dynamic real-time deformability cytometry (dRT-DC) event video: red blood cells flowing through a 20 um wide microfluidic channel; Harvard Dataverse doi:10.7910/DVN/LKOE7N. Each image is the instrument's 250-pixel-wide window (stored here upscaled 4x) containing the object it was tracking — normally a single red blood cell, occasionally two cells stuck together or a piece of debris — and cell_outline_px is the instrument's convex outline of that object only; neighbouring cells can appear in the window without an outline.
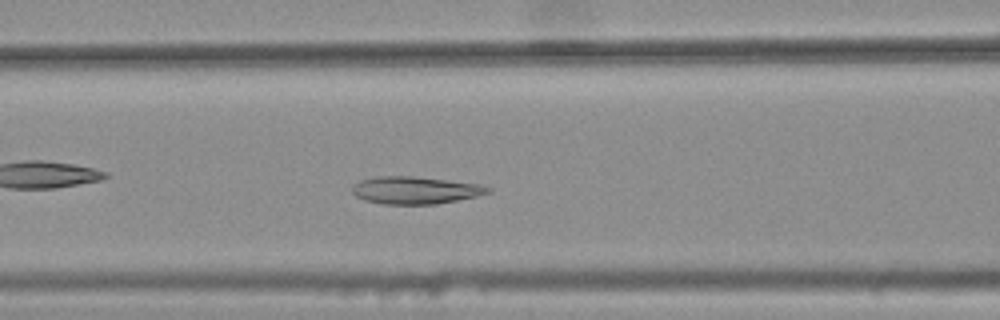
{"species": "common noctule bat (a hibernating species)", "species_latin": "Nyctalus noctula", "temperature_condition": "warm", "stored_images_in_passage": 41, "camera_frame_rate_fps": 3000, "um_per_image_px": 0.085, "animal": {"sex": "female", "body_mass_g": 25.1}, "frame": {"image": 1, "passage_image": 19, "time_ms": 6.0, "image_size_px": [1000, 320], "cell_outline_px": [[492, 192], [476, 196], [436, 204], [380, 204], [364, 200], [356, 196], [352, 192], [352, 188], [360, 180], [376, 176], [412, 176], [480, 184], [492, 188]], "centroid_in_image_um": [35.29, 16.17], "position_along_channel_um": 131.3, "area_um2": 21.62}}
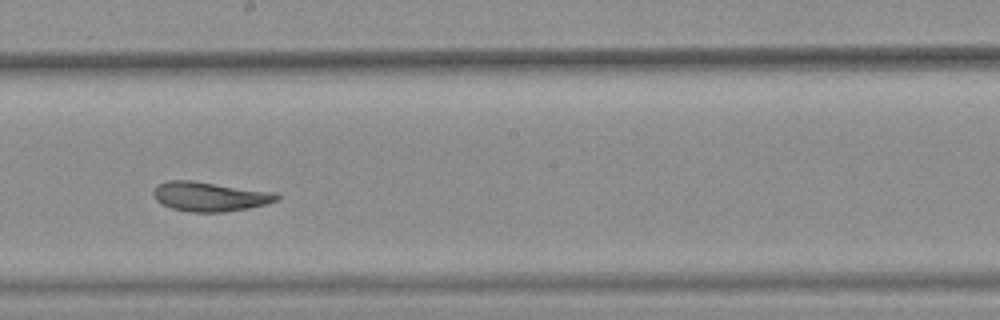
{"frame": {"image": 2, "passage_image": 27, "time_ms": 8.667, "image_size_px": [1000, 320], "cell_outline_px": [[280, 196], [276, 200], [264, 204], [248, 208], [224, 212], [188, 212], [172, 208], [156, 200], [152, 192], [160, 184], [168, 180], [192, 180], [276, 192]], "centroid_in_image_um": [17.84, 16.7], "position_along_channel_um": 230.4, "area_um2": 21.04}}
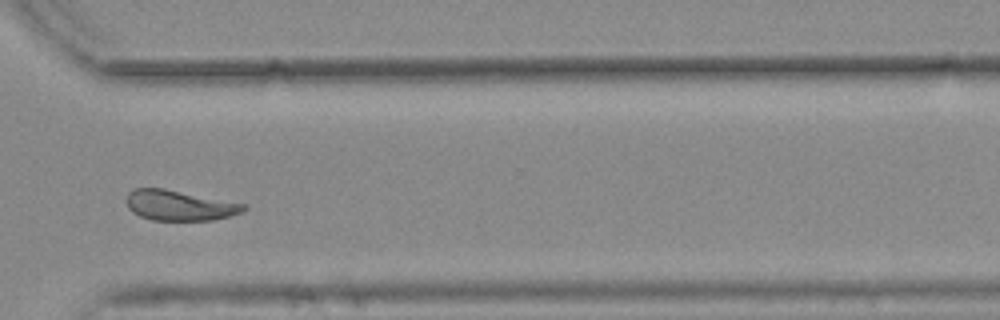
{"frame": {"image": 3, "passage_image": 37, "time_ms": 12.0, "image_size_px": [1000, 320], "cell_outline_px": [[248, 208], [232, 216], [212, 220], [152, 220], [140, 216], [132, 212], [128, 208], [124, 200], [128, 192], [136, 188], [164, 188], [244, 204]], "centroid_in_image_um": [15.2, 17.46], "position_along_channel_um": 355.4, "area_um2": 20.69}, "authors_computed_cell_mechanics": {"area_um2": 21.6172, "velocity_mm_per_s": 3.739, "shape_relaxation_time_tau1_ms": null, "shape_relaxation_time_tau2_ms": 2.3583, "deformation_change_tau1": null, "deformation_change_tau2": 0.0763}}